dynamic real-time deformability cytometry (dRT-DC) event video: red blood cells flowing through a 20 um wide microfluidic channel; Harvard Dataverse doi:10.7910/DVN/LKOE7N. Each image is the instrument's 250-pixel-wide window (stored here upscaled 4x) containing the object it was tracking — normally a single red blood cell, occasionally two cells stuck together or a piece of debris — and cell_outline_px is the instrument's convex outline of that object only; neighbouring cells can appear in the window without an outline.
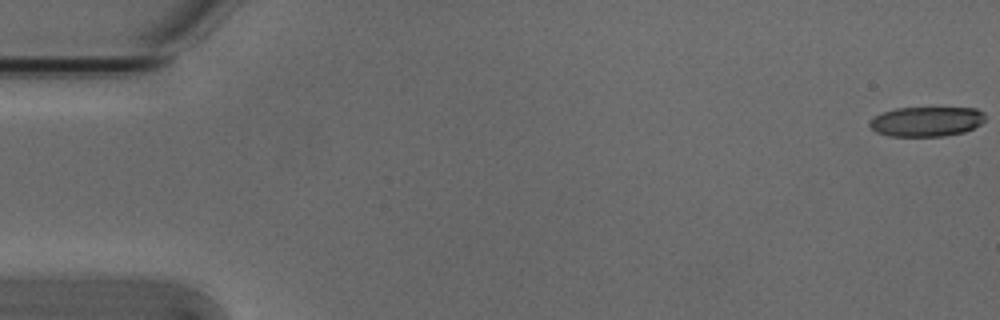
{"species": "Egyptian fruit bat (a non-hibernating species)", "species_latin": "Rousettus aegyptiacus", "temperature_condition": "cold", "stored_images_in_passage": 6, "camera_frame_rate_fps": 3000, "um_per_image_px": 0.085, "animal": {"sex": "male"}, "frame": {"image": 1, "passage_image": 1, "time_ms": 0.0, "image_size_px": [1000, 320], "cell_outline_px": [[984, 120], [980, 124], [964, 132], [944, 136], [888, 136], [876, 132], [868, 124], [876, 116], [884, 112], [896, 108], [976, 108], [984, 112]], "centroid_in_image_um": [78.76, 10.33], "position_along_channel_um": 6.2, "area_um2": 19.88}}